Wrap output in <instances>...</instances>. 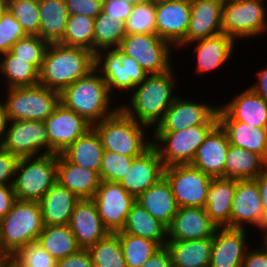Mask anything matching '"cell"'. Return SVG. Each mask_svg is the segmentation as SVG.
<instances>
[{
  "label": "cell",
  "mask_w": 267,
  "mask_h": 267,
  "mask_svg": "<svg viewBox=\"0 0 267 267\" xmlns=\"http://www.w3.org/2000/svg\"><path fill=\"white\" fill-rule=\"evenodd\" d=\"M173 69L174 67L162 74L148 75L141 84L134 87L132 95H129L130 104L119 107L136 122L149 128L154 126L155 129L176 97Z\"/></svg>",
  "instance_id": "6da1fadb"
},
{
  "label": "cell",
  "mask_w": 267,
  "mask_h": 267,
  "mask_svg": "<svg viewBox=\"0 0 267 267\" xmlns=\"http://www.w3.org/2000/svg\"><path fill=\"white\" fill-rule=\"evenodd\" d=\"M94 69L93 52L60 43H49L39 70V85L61 92Z\"/></svg>",
  "instance_id": "7a4b0ae2"
},
{
  "label": "cell",
  "mask_w": 267,
  "mask_h": 267,
  "mask_svg": "<svg viewBox=\"0 0 267 267\" xmlns=\"http://www.w3.org/2000/svg\"><path fill=\"white\" fill-rule=\"evenodd\" d=\"M112 95L105 80L94 69L60 92V103L83 117L92 126L113 115L120 107L110 108Z\"/></svg>",
  "instance_id": "3957f363"
},
{
  "label": "cell",
  "mask_w": 267,
  "mask_h": 267,
  "mask_svg": "<svg viewBox=\"0 0 267 267\" xmlns=\"http://www.w3.org/2000/svg\"><path fill=\"white\" fill-rule=\"evenodd\" d=\"M44 228L39 202L16 200L0 220V249L13 256L20 248L37 242Z\"/></svg>",
  "instance_id": "277c9868"
},
{
  "label": "cell",
  "mask_w": 267,
  "mask_h": 267,
  "mask_svg": "<svg viewBox=\"0 0 267 267\" xmlns=\"http://www.w3.org/2000/svg\"><path fill=\"white\" fill-rule=\"evenodd\" d=\"M92 127L100 137L104 150L123 156H140L153 145L152 140L145 139L144 133L149 127L136 122L121 108Z\"/></svg>",
  "instance_id": "5b68a950"
},
{
  "label": "cell",
  "mask_w": 267,
  "mask_h": 267,
  "mask_svg": "<svg viewBox=\"0 0 267 267\" xmlns=\"http://www.w3.org/2000/svg\"><path fill=\"white\" fill-rule=\"evenodd\" d=\"M57 154L21 157L16 166L14 193L18 200L39 202L56 182Z\"/></svg>",
  "instance_id": "8992f818"
},
{
  "label": "cell",
  "mask_w": 267,
  "mask_h": 267,
  "mask_svg": "<svg viewBox=\"0 0 267 267\" xmlns=\"http://www.w3.org/2000/svg\"><path fill=\"white\" fill-rule=\"evenodd\" d=\"M8 90V91H7ZM4 104L9 121H45L60 104V92L42 85L7 88Z\"/></svg>",
  "instance_id": "52a82bcc"
},
{
  "label": "cell",
  "mask_w": 267,
  "mask_h": 267,
  "mask_svg": "<svg viewBox=\"0 0 267 267\" xmlns=\"http://www.w3.org/2000/svg\"><path fill=\"white\" fill-rule=\"evenodd\" d=\"M216 125H197L176 132H154L153 146L164 167L191 164L198 148Z\"/></svg>",
  "instance_id": "ba28073f"
},
{
  "label": "cell",
  "mask_w": 267,
  "mask_h": 267,
  "mask_svg": "<svg viewBox=\"0 0 267 267\" xmlns=\"http://www.w3.org/2000/svg\"><path fill=\"white\" fill-rule=\"evenodd\" d=\"M264 0H224L222 33L238 40L266 32L267 9Z\"/></svg>",
  "instance_id": "9c48e42d"
},
{
  "label": "cell",
  "mask_w": 267,
  "mask_h": 267,
  "mask_svg": "<svg viewBox=\"0 0 267 267\" xmlns=\"http://www.w3.org/2000/svg\"><path fill=\"white\" fill-rule=\"evenodd\" d=\"M95 69L105 80L111 95L115 90L120 93L133 91L148 76L135 59L123 54L118 48L98 51L95 54Z\"/></svg>",
  "instance_id": "30bf717a"
},
{
  "label": "cell",
  "mask_w": 267,
  "mask_h": 267,
  "mask_svg": "<svg viewBox=\"0 0 267 267\" xmlns=\"http://www.w3.org/2000/svg\"><path fill=\"white\" fill-rule=\"evenodd\" d=\"M171 46L157 34H126L118 49L135 59L150 75L162 74L173 68Z\"/></svg>",
  "instance_id": "8fae6325"
},
{
  "label": "cell",
  "mask_w": 267,
  "mask_h": 267,
  "mask_svg": "<svg viewBox=\"0 0 267 267\" xmlns=\"http://www.w3.org/2000/svg\"><path fill=\"white\" fill-rule=\"evenodd\" d=\"M164 176L171 185L178 207L205 208L206 196L212 180L209 175L186 164L165 167Z\"/></svg>",
  "instance_id": "7c38bea8"
},
{
  "label": "cell",
  "mask_w": 267,
  "mask_h": 267,
  "mask_svg": "<svg viewBox=\"0 0 267 267\" xmlns=\"http://www.w3.org/2000/svg\"><path fill=\"white\" fill-rule=\"evenodd\" d=\"M3 149L19 158L49 154V136L45 123L34 120L9 121Z\"/></svg>",
  "instance_id": "4fadbf2b"
},
{
  "label": "cell",
  "mask_w": 267,
  "mask_h": 267,
  "mask_svg": "<svg viewBox=\"0 0 267 267\" xmlns=\"http://www.w3.org/2000/svg\"><path fill=\"white\" fill-rule=\"evenodd\" d=\"M254 225L267 237V220L264 217L259 186L255 179H236L231 205L230 228L246 229Z\"/></svg>",
  "instance_id": "5bb4252c"
},
{
  "label": "cell",
  "mask_w": 267,
  "mask_h": 267,
  "mask_svg": "<svg viewBox=\"0 0 267 267\" xmlns=\"http://www.w3.org/2000/svg\"><path fill=\"white\" fill-rule=\"evenodd\" d=\"M92 200L110 233L121 231L136 198L119 183L101 180Z\"/></svg>",
  "instance_id": "9a60e30c"
},
{
  "label": "cell",
  "mask_w": 267,
  "mask_h": 267,
  "mask_svg": "<svg viewBox=\"0 0 267 267\" xmlns=\"http://www.w3.org/2000/svg\"><path fill=\"white\" fill-rule=\"evenodd\" d=\"M218 108L217 105L194 102L176 96L172 105L165 112L162 121L153 131L176 132L197 125H217Z\"/></svg>",
  "instance_id": "2e32d148"
},
{
  "label": "cell",
  "mask_w": 267,
  "mask_h": 267,
  "mask_svg": "<svg viewBox=\"0 0 267 267\" xmlns=\"http://www.w3.org/2000/svg\"><path fill=\"white\" fill-rule=\"evenodd\" d=\"M49 136V153L62 154L92 125L73 110L60 103L44 121Z\"/></svg>",
  "instance_id": "e0dca14e"
},
{
  "label": "cell",
  "mask_w": 267,
  "mask_h": 267,
  "mask_svg": "<svg viewBox=\"0 0 267 267\" xmlns=\"http://www.w3.org/2000/svg\"><path fill=\"white\" fill-rule=\"evenodd\" d=\"M223 3L224 0H190L189 27L177 47H188L194 41L222 33Z\"/></svg>",
  "instance_id": "ac0fdd59"
},
{
  "label": "cell",
  "mask_w": 267,
  "mask_h": 267,
  "mask_svg": "<svg viewBox=\"0 0 267 267\" xmlns=\"http://www.w3.org/2000/svg\"><path fill=\"white\" fill-rule=\"evenodd\" d=\"M217 115L218 121H240L267 128V101L249 87L229 103L219 105Z\"/></svg>",
  "instance_id": "d6986e66"
},
{
  "label": "cell",
  "mask_w": 267,
  "mask_h": 267,
  "mask_svg": "<svg viewBox=\"0 0 267 267\" xmlns=\"http://www.w3.org/2000/svg\"><path fill=\"white\" fill-rule=\"evenodd\" d=\"M190 14V0H173L156 5V34L177 48L185 39Z\"/></svg>",
  "instance_id": "ffe728a7"
},
{
  "label": "cell",
  "mask_w": 267,
  "mask_h": 267,
  "mask_svg": "<svg viewBox=\"0 0 267 267\" xmlns=\"http://www.w3.org/2000/svg\"><path fill=\"white\" fill-rule=\"evenodd\" d=\"M247 230L217 228L212 237L209 267H242L248 250Z\"/></svg>",
  "instance_id": "44dd1931"
},
{
  "label": "cell",
  "mask_w": 267,
  "mask_h": 267,
  "mask_svg": "<svg viewBox=\"0 0 267 267\" xmlns=\"http://www.w3.org/2000/svg\"><path fill=\"white\" fill-rule=\"evenodd\" d=\"M164 168L157 149L152 145L133 159L129 171L119 184L137 198L164 176Z\"/></svg>",
  "instance_id": "7402d4cb"
},
{
  "label": "cell",
  "mask_w": 267,
  "mask_h": 267,
  "mask_svg": "<svg viewBox=\"0 0 267 267\" xmlns=\"http://www.w3.org/2000/svg\"><path fill=\"white\" fill-rule=\"evenodd\" d=\"M68 226L81 249H88L110 233L92 199H82L76 204Z\"/></svg>",
  "instance_id": "603a6c76"
},
{
  "label": "cell",
  "mask_w": 267,
  "mask_h": 267,
  "mask_svg": "<svg viewBox=\"0 0 267 267\" xmlns=\"http://www.w3.org/2000/svg\"><path fill=\"white\" fill-rule=\"evenodd\" d=\"M218 227L202 207H179L167 228L168 240H197L213 237Z\"/></svg>",
  "instance_id": "cb8c5ba5"
},
{
  "label": "cell",
  "mask_w": 267,
  "mask_h": 267,
  "mask_svg": "<svg viewBox=\"0 0 267 267\" xmlns=\"http://www.w3.org/2000/svg\"><path fill=\"white\" fill-rule=\"evenodd\" d=\"M229 145L225 131L217 124L198 148L190 165L211 178H224V166Z\"/></svg>",
  "instance_id": "d4e9b609"
},
{
  "label": "cell",
  "mask_w": 267,
  "mask_h": 267,
  "mask_svg": "<svg viewBox=\"0 0 267 267\" xmlns=\"http://www.w3.org/2000/svg\"><path fill=\"white\" fill-rule=\"evenodd\" d=\"M99 174L71 163L63 154H57L56 182L74 193L80 200L92 199L100 183Z\"/></svg>",
  "instance_id": "484cf974"
},
{
  "label": "cell",
  "mask_w": 267,
  "mask_h": 267,
  "mask_svg": "<svg viewBox=\"0 0 267 267\" xmlns=\"http://www.w3.org/2000/svg\"><path fill=\"white\" fill-rule=\"evenodd\" d=\"M193 53H196L197 66L195 72L207 73L226 65L233 54L235 40L224 33L194 41Z\"/></svg>",
  "instance_id": "4316f807"
},
{
  "label": "cell",
  "mask_w": 267,
  "mask_h": 267,
  "mask_svg": "<svg viewBox=\"0 0 267 267\" xmlns=\"http://www.w3.org/2000/svg\"><path fill=\"white\" fill-rule=\"evenodd\" d=\"M136 202L167 228L171 225L179 208L171 185L165 176L141 193L136 198Z\"/></svg>",
  "instance_id": "83f0119b"
},
{
  "label": "cell",
  "mask_w": 267,
  "mask_h": 267,
  "mask_svg": "<svg viewBox=\"0 0 267 267\" xmlns=\"http://www.w3.org/2000/svg\"><path fill=\"white\" fill-rule=\"evenodd\" d=\"M79 201L74 193L55 182L39 201L44 225H68Z\"/></svg>",
  "instance_id": "f1b7e54d"
},
{
  "label": "cell",
  "mask_w": 267,
  "mask_h": 267,
  "mask_svg": "<svg viewBox=\"0 0 267 267\" xmlns=\"http://www.w3.org/2000/svg\"><path fill=\"white\" fill-rule=\"evenodd\" d=\"M235 188L236 179L212 178L210 182L205 209L218 228H230L231 205Z\"/></svg>",
  "instance_id": "f546056e"
},
{
  "label": "cell",
  "mask_w": 267,
  "mask_h": 267,
  "mask_svg": "<svg viewBox=\"0 0 267 267\" xmlns=\"http://www.w3.org/2000/svg\"><path fill=\"white\" fill-rule=\"evenodd\" d=\"M173 267H209L212 237L197 240H167Z\"/></svg>",
  "instance_id": "4dcf8cb0"
},
{
  "label": "cell",
  "mask_w": 267,
  "mask_h": 267,
  "mask_svg": "<svg viewBox=\"0 0 267 267\" xmlns=\"http://www.w3.org/2000/svg\"><path fill=\"white\" fill-rule=\"evenodd\" d=\"M229 144L261 155L267 161V128L251 127L240 121H218Z\"/></svg>",
  "instance_id": "1f68e13d"
},
{
  "label": "cell",
  "mask_w": 267,
  "mask_h": 267,
  "mask_svg": "<svg viewBox=\"0 0 267 267\" xmlns=\"http://www.w3.org/2000/svg\"><path fill=\"white\" fill-rule=\"evenodd\" d=\"M104 148L100 137L92 127L74 141L62 154L73 164L91 169L98 174L102 164Z\"/></svg>",
  "instance_id": "d6a6232c"
},
{
  "label": "cell",
  "mask_w": 267,
  "mask_h": 267,
  "mask_svg": "<svg viewBox=\"0 0 267 267\" xmlns=\"http://www.w3.org/2000/svg\"><path fill=\"white\" fill-rule=\"evenodd\" d=\"M267 168V161L257 153L229 145L224 178L256 179Z\"/></svg>",
  "instance_id": "836d02e7"
},
{
  "label": "cell",
  "mask_w": 267,
  "mask_h": 267,
  "mask_svg": "<svg viewBox=\"0 0 267 267\" xmlns=\"http://www.w3.org/2000/svg\"><path fill=\"white\" fill-rule=\"evenodd\" d=\"M134 236L146 238L159 243L162 247L167 244V227L135 202L128 213L126 223L121 231Z\"/></svg>",
  "instance_id": "e575fe53"
},
{
  "label": "cell",
  "mask_w": 267,
  "mask_h": 267,
  "mask_svg": "<svg viewBox=\"0 0 267 267\" xmlns=\"http://www.w3.org/2000/svg\"><path fill=\"white\" fill-rule=\"evenodd\" d=\"M39 36L48 43H58L66 30L68 10L64 0H39Z\"/></svg>",
  "instance_id": "d590c367"
},
{
  "label": "cell",
  "mask_w": 267,
  "mask_h": 267,
  "mask_svg": "<svg viewBox=\"0 0 267 267\" xmlns=\"http://www.w3.org/2000/svg\"><path fill=\"white\" fill-rule=\"evenodd\" d=\"M37 243L56 260L81 249L68 225H44Z\"/></svg>",
  "instance_id": "8d00e7d4"
},
{
  "label": "cell",
  "mask_w": 267,
  "mask_h": 267,
  "mask_svg": "<svg viewBox=\"0 0 267 267\" xmlns=\"http://www.w3.org/2000/svg\"><path fill=\"white\" fill-rule=\"evenodd\" d=\"M0 57V74H3L8 88L39 84V72L28 61L14 60L10 52L2 53Z\"/></svg>",
  "instance_id": "74e56055"
},
{
  "label": "cell",
  "mask_w": 267,
  "mask_h": 267,
  "mask_svg": "<svg viewBox=\"0 0 267 267\" xmlns=\"http://www.w3.org/2000/svg\"><path fill=\"white\" fill-rule=\"evenodd\" d=\"M125 35V22L109 19L108 13L102 10L94 19L93 53L119 48Z\"/></svg>",
  "instance_id": "f35d334b"
},
{
  "label": "cell",
  "mask_w": 267,
  "mask_h": 267,
  "mask_svg": "<svg viewBox=\"0 0 267 267\" xmlns=\"http://www.w3.org/2000/svg\"><path fill=\"white\" fill-rule=\"evenodd\" d=\"M115 233L119 237L126 267H141L144 262L162 248L159 243L146 238L124 232Z\"/></svg>",
  "instance_id": "ab89813d"
},
{
  "label": "cell",
  "mask_w": 267,
  "mask_h": 267,
  "mask_svg": "<svg viewBox=\"0 0 267 267\" xmlns=\"http://www.w3.org/2000/svg\"><path fill=\"white\" fill-rule=\"evenodd\" d=\"M93 34L94 18L79 14L69 15L65 33L58 43L93 52Z\"/></svg>",
  "instance_id": "60d3db41"
},
{
  "label": "cell",
  "mask_w": 267,
  "mask_h": 267,
  "mask_svg": "<svg viewBox=\"0 0 267 267\" xmlns=\"http://www.w3.org/2000/svg\"><path fill=\"white\" fill-rule=\"evenodd\" d=\"M87 250L94 267H126L123 250L116 233H109Z\"/></svg>",
  "instance_id": "b9f144b4"
},
{
  "label": "cell",
  "mask_w": 267,
  "mask_h": 267,
  "mask_svg": "<svg viewBox=\"0 0 267 267\" xmlns=\"http://www.w3.org/2000/svg\"><path fill=\"white\" fill-rule=\"evenodd\" d=\"M49 43L38 35H27L19 39L9 50L14 60L28 61L38 72Z\"/></svg>",
  "instance_id": "7bdbcfd3"
},
{
  "label": "cell",
  "mask_w": 267,
  "mask_h": 267,
  "mask_svg": "<svg viewBox=\"0 0 267 267\" xmlns=\"http://www.w3.org/2000/svg\"><path fill=\"white\" fill-rule=\"evenodd\" d=\"M8 10L27 35L39 36V0H8Z\"/></svg>",
  "instance_id": "ee69618b"
},
{
  "label": "cell",
  "mask_w": 267,
  "mask_h": 267,
  "mask_svg": "<svg viewBox=\"0 0 267 267\" xmlns=\"http://www.w3.org/2000/svg\"><path fill=\"white\" fill-rule=\"evenodd\" d=\"M156 5L151 2L133 6L125 21L126 34H156Z\"/></svg>",
  "instance_id": "f6af8a7d"
},
{
  "label": "cell",
  "mask_w": 267,
  "mask_h": 267,
  "mask_svg": "<svg viewBox=\"0 0 267 267\" xmlns=\"http://www.w3.org/2000/svg\"><path fill=\"white\" fill-rule=\"evenodd\" d=\"M134 158L104 150L99 173L100 180L119 183L129 171Z\"/></svg>",
  "instance_id": "bcb514c9"
},
{
  "label": "cell",
  "mask_w": 267,
  "mask_h": 267,
  "mask_svg": "<svg viewBox=\"0 0 267 267\" xmlns=\"http://www.w3.org/2000/svg\"><path fill=\"white\" fill-rule=\"evenodd\" d=\"M13 258L22 267H56L57 260L54 259L44 248L37 242L28 244L20 248Z\"/></svg>",
  "instance_id": "7dc6e473"
},
{
  "label": "cell",
  "mask_w": 267,
  "mask_h": 267,
  "mask_svg": "<svg viewBox=\"0 0 267 267\" xmlns=\"http://www.w3.org/2000/svg\"><path fill=\"white\" fill-rule=\"evenodd\" d=\"M26 36L21 24L7 9L0 17V54L9 52L19 39Z\"/></svg>",
  "instance_id": "c3c4849f"
},
{
  "label": "cell",
  "mask_w": 267,
  "mask_h": 267,
  "mask_svg": "<svg viewBox=\"0 0 267 267\" xmlns=\"http://www.w3.org/2000/svg\"><path fill=\"white\" fill-rule=\"evenodd\" d=\"M69 15H84L96 18L103 10L101 0H64Z\"/></svg>",
  "instance_id": "681fc988"
},
{
  "label": "cell",
  "mask_w": 267,
  "mask_h": 267,
  "mask_svg": "<svg viewBox=\"0 0 267 267\" xmlns=\"http://www.w3.org/2000/svg\"><path fill=\"white\" fill-rule=\"evenodd\" d=\"M19 157L2 149L0 151V185H13Z\"/></svg>",
  "instance_id": "f907efd6"
},
{
  "label": "cell",
  "mask_w": 267,
  "mask_h": 267,
  "mask_svg": "<svg viewBox=\"0 0 267 267\" xmlns=\"http://www.w3.org/2000/svg\"><path fill=\"white\" fill-rule=\"evenodd\" d=\"M133 5L128 0H114L103 4V10L108 13L109 19L125 22L131 14Z\"/></svg>",
  "instance_id": "816d5d0a"
},
{
  "label": "cell",
  "mask_w": 267,
  "mask_h": 267,
  "mask_svg": "<svg viewBox=\"0 0 267 267\" xmlns=\"http://www.w3.org/2000/svg\"><path fill=\"white\" fill-rule=\"evenodd\" d=\"M262 238L263 242L259 248L254 250L248 248L242 267H267V237Z\"/></svg>",
  "instance_id": "f5cc1de1"
},
{
  "label": "cell",
  "mask_w": 267,
  "mask_h": 267,
  "mask_svg": "<svg viewBox=\"0 0 267 267\" xmlns=\"http://www.w3.org/2000/svg\"><path fill=\"white\" fill-rule=\"evenodd\" d=\"M56 267H94L87 249H80L78 252L57 260Z\"/></svg>",
  "instance_id": "db71d44e"
},
{
  "label": "cell",
  "mask_w": 267,
  "mask_h": 267,
  "mask_svg": "<svg viewBox=\"0 0 267 267\" xmlns=\"http://www.w3.org/2000/svg\"><path fill=\"white\" fill-rule=\"evenodd\" d=\"M16 200L13 185H0V220L11 211Z\"/></svg>",
  "instance_id": "11a10c76"
},
{
  "label": "cell",
  "mask_w": 267,
  "mask_h": 267,
  "mask_svg": "<svg viewBox=\"0 0 267 267\" xmlns=\"http://www.w3.org/2000/svg\"><path fill=\"white\" fill-rule=\"evenodd\" d=\"M141 267H173L171 255L167 247H162L154 255H152Z\"/></svg>",
  "instance_id": "9f6ffc18"
},
{
  "label": "cell",
  "mask_w": 267,
  "mask_h": 267,
  "mask_svg": "<svg viewBox=\"0 0 267 267\" xmlns=\"http://www.w3.org/2000/svg\"><path fill=\"white\" fill-rule=\"evenodd\" d=\"M257 72L258 81L251 85V89L267 101V66Z\"/></svg>",
  "instance_id": "6f0895ef"
},
{
  "label": "cell",
  "mask_w": 267,
  "mask_h": 267,
  "mask_svg": "<svg viewBox=\"0 0 267 267\" xmlns=\"http://www.w3.org/2000/svg\"><path fill=\"white\" fill-rule=\"evenodd\" d=\"M255 180L259 186L262 209L267 220V168Z\"/></svg>",
  "instance_id": "680465c9"
},
{
  "label": "cell",
  "mask_w": 267,
  "mask_h": 267,
  "mask_svg": "<svg viewBox=\"0 0 267 267\" xmlns=\"http://www.w3.org/2000/svg\"><path fill=\"white\" fill-rule=\"evenodd\" d=\"M9 119L6 112V107L3 101L0 102V138L3 140L5 137L6 129Z\"/></svg>",
  "instance_id": "91938a15"
},
{
  "label": "cell",
  "mask_w": 267,
  "mask_h": 267,
  "mask_svg": "<svg viewBox=\"0 0 267 267\" xmlns=\"http://www.w3.org/2000/svg\"><path fill=\"white\" fill-rule=\"evenodd\" d=\"M0 267H22L13 256H5L0 261Z\"/></svg>",
  "instance_id": "94428289"
},
{
  "label": "cell",
  "mask_w": 267,
  "mask_h": 267,
  "mask_svg": "<svg viewBox=\"0 0 267 267\" xmlns=\"http://www.w3.org/2000/svg\"><path fill=\"white\" fill-rule=\"evenodd\" d=\"M8 9V0H0V17Z\"/></svg>",
  "instance_id": "6125c7cd"
},
{
  "label": "cell",
  "mask_w": 267,
  "mask_h": 267,
  "mask_svg": "<svg viewBox=\"0 0 267 267\" xmlns=\"http://www.w3.org/2000/svg\"><path fill=\"white\" fill-rule=\"evenodd\" d=\"M133 6L148 2V0H128Z\"/></svg>",
  "instance_id": "be15d7a7"
},
{
  "label": "cell",
  "mask_w": 267,
  "mask_h": 267,
  "mask_svg": "<svg viewBox=\"0 0 267 267\" xmlns=\"http://www.w3.org/2000/svg\"><path fill=\"white\" fill-rule=\"evenodd\" d=\"M148 1L155 4V5H158V4L167 3V2H170L173 0H148Z\"/></svg>",
  "instance_id": "e7e4bbea"
},
{
  "label": "cell",
  "mask_w": 267,
  "mask_h": 267,
  "mask_svg": "<svg viewBox=\"0 0 267 267\" xmlns=\"http://www.w3.org/2000/svg\"><path fill=\"white\" fill-rule=\"evenodd\" d=\"M6 255L1 251L0 249V261L5 257Z\"/></svg>",
  "instance_id": "03108f58"
},
{
  "label": "cell",
  "mask_w": 267,
  "mask_h": 267,
  "mask_svg": "<svg viewBox=\"0 0 267 267\" xmlns=\"http://www.w3.org/2000/svg\"><path fill=\"white\" fill-rule=\"evenodd\" d=\"M3 149V140L0 138V151Z\"/></svg>",
  "instance_id": "003e7915"
},
{
  "label": "cell",
  "mask_w": 267,
  "mask_h": 267,
  "mask_svg": "<svg viewBox=\"0 0 267 267\" xmlns=\"http://www.w3.org/2000/svg\"><path fill=\"white\" fill-rule=\"evenodd\" d=\"M102 1V4H105V3H108V2H111V1H114V0H101Z\"/></svg>",
  "instance_id": "a7ac6f4b"
}]
</instances>
